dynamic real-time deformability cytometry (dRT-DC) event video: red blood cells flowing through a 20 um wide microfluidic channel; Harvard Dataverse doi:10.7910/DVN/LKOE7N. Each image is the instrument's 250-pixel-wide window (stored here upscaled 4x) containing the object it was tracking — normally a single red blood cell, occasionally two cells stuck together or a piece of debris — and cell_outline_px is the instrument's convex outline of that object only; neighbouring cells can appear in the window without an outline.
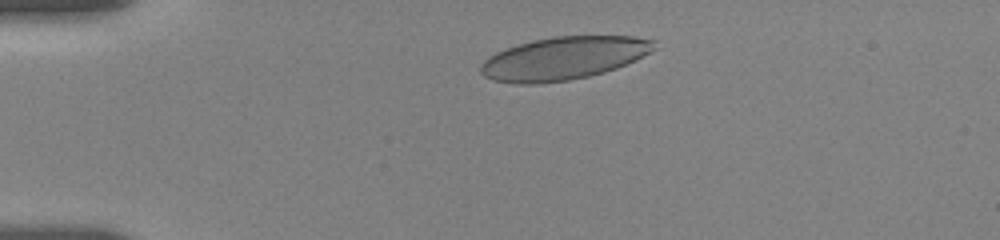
{"species": "human", "species_latin": "Homo sapiens", "temperature_condition": "room temperature", "stored_images_in_passage": 8, "camera_frame_rate_fps": 3000, "um_per_image_px": 0.085, "donor": {"sex": "female"}, "frame": {"image": 1, "passage_image": 2, "time_ms": 1.333, "image_size_px": [1000, 240], "cell_outline_px": [[660, 48], [616, 68], [604, 72], [588, 76], [568, 80], [536, 84], [516, 84], [492, 80], [484, 76], [480, 72], [480, 64], [488, 56], [496, 52], [532, 40], [556, 36], [632, 36], [656, 40]], "centroid_in_image_um": [47.92, 4.95], "position_along_channel_um": 37.1, "area_um2": 43.52}}
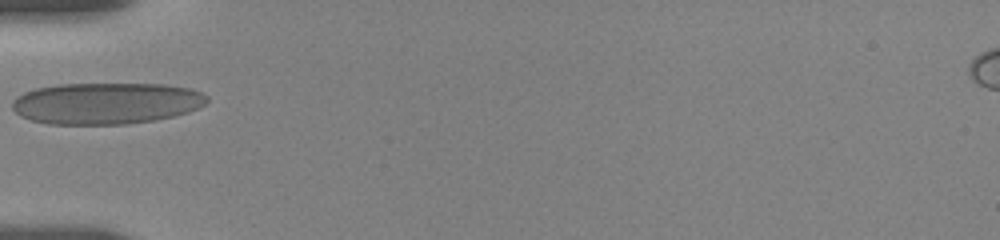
{"frame": {"image": 2, "passage_image": 4, "time_ms": 3.667, "image_size_px": [1000, 240], "cell_outline_px": [[208, 100], [204, 104], [188, 112], [156, 120], [124, 124], [48, 124], [32, 120], [20, 116], [12, 108], [12, 100], [16, 96], [24, 92], [36, 88], [60, 84], [164, 84], [192, 88], [208, 96]], "centroid_in_image_um": [9.01, 8.77], "position_along_channel_um": 76.0, "area_um2": 47.22}}
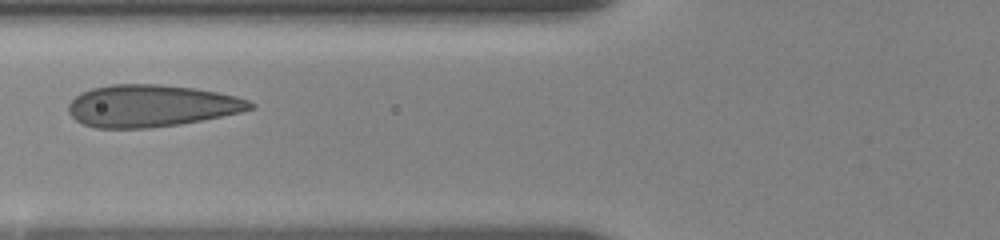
{"frame": {"image": 3, "passage_image": 6, "time_ms": 4.667, "image_size_px": [1000, 240], "cell_outline_px": [[256, 108], [240, 112], [180, 124], [148, 128], [96, 128], [84, 124], [76, 120], [68, 112], [68, 104], [76, 96], [92, 88], [112, 84], [160, 84], [196, 88], [236, 96], [248, 100], [256, 104]], "centroid_in_image_um": [12.87, 8.99], "position_along_channel_um": 112.9, "area_um2": 44.45}}